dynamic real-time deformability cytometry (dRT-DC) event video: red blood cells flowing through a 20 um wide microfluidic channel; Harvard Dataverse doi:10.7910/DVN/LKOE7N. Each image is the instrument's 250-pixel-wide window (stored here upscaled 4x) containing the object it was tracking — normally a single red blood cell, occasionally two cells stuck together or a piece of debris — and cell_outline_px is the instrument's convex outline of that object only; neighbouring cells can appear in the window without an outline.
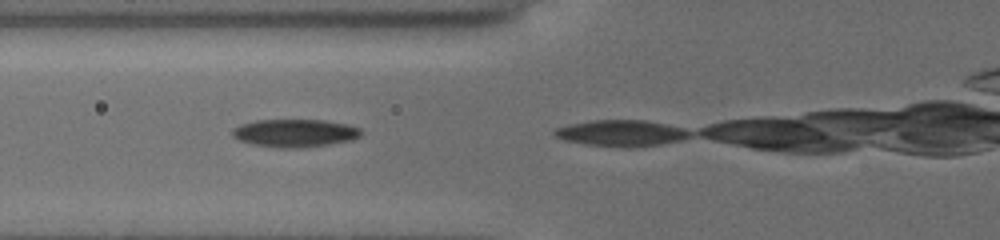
{"species": "common noctule bat (a hibernating species)", "species_latin": "Nyctalus noctula", "temperature_condition": "cold", "stored_images_in_passage": 15, "camera_frame_rate_fps": 3000, "um_per_image_px": 0.085, "animal": {"sex": "female", "body_mass_g": 19.5, "forearm_length_mm": 54.1}, "frame": {"image": 1, "passage_image": 14, "time_ms": 4.667, "image_size_px": [1000, 240], "cell_outline_px": [[360, 136], [352, 140], [304, 148], [276, 148], [252, 144], [240, 140], [232, 136], [232, 128], [240, 124], [256, 120], [324, 120], [344, 124], [360, 128]], "centroid_in_image_um": [25.02, 11.32], "position_along_channel_um": 100.8, "area_um2": 20.92}}